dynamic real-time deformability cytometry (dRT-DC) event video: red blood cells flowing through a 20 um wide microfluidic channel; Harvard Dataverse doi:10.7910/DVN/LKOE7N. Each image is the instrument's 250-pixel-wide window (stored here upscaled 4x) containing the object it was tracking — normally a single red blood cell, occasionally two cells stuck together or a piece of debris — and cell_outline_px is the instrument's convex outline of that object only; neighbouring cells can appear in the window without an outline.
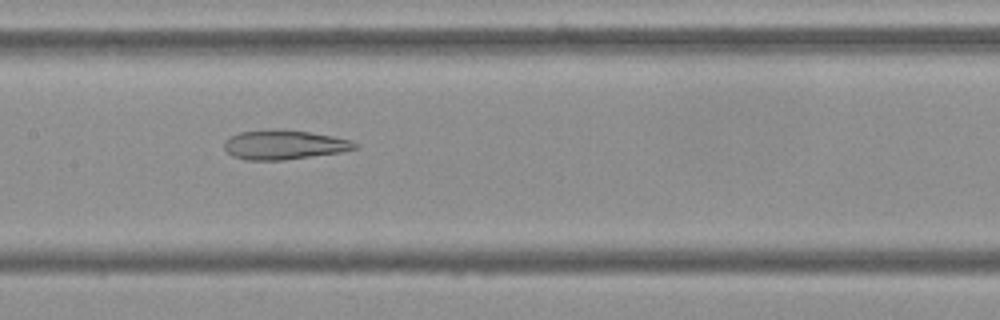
{"species": "Egyptian fruit bat (a non-hibernating species)", "species_latin": "Rousettus aegyptiacus", "temperature_condition": "cold", "stored_images_in_passage": 54, "camera_frame_rate_fps": 3000, "um_per_image_px": 0.085, "frame": {"image": 1, "passage_image": 26, "time_ms": 8.333, "image_size_px": [1000, 320], "cell_outline_px": [[360, 144], [356, 148], [340, 152], [284, 160], [244, 160], [232, 156], [224, 148], [224, 140], [228, 136], [240, 132], [308, 132], [332, 136], [352, 140]], "centroid_in_image_um": [24.15, 12.35], "position_along_channel_um": 183.3, "area_um2": 21.56}}
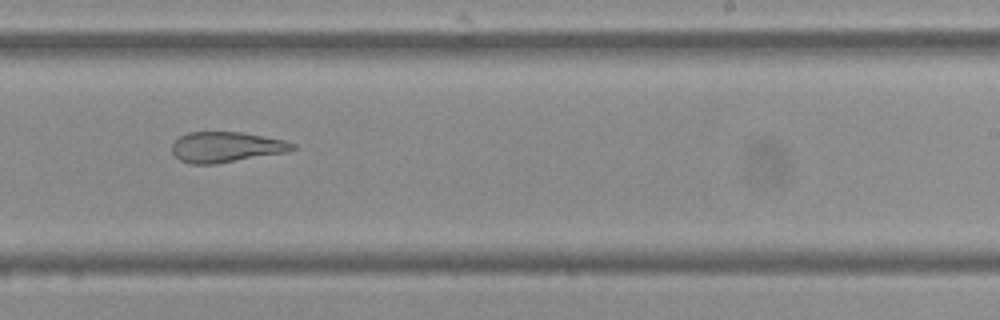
{"frame": {"image": 2, "passage_image": 33, "time_ms": 10.667, "image_size_px": [1000, 320], "cell_outline_px": [[296, 148], [288, 152], [216, 164], [192, 164], [180, 160], [172, 152], [172, 144], [180, 136], [188, 132], [240, 132], [284, 140], [296, 144]], "centroid_in_image_um": [19.23, 12.5], "position_along_channel_um": 269.8, "area_um2": 21.39}}
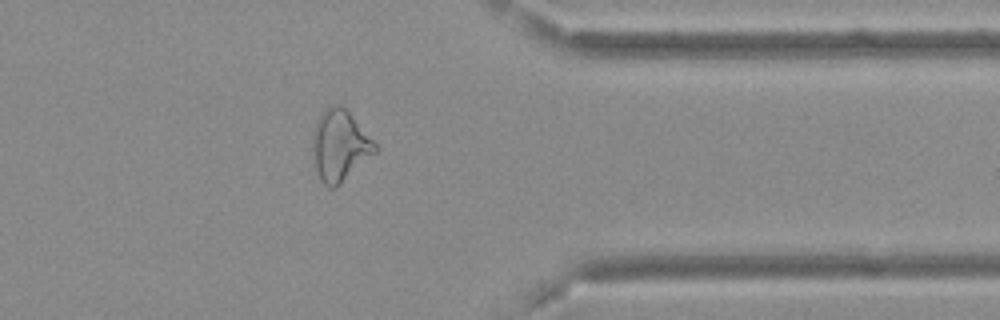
{"frame": {"image": 3, "passage_image": 43, "time_ms": 14.0, "image_size_px": [1000, 320], "cell_outline_px": [[376, 152], [336, 188], [328, 188], [320, 180], [316, 168], [312, 148], [312, 132], [316, 120], [320, 112], [328, 104], [340, 104], [348, 112], [376, 144]], "centroid_in_image_um": [28.83, 12.36], "position_along_channel_um": 382.6, "area_um2": 25.84}, "authors_computed_cell_mechanics": {"area_um2": 26.9348, "velocity_mm_per_s": 3.7237, "shape_relaxation_time_tau1_ms": null, "shape_relaxation_time_tau2_ms": 3.8461, "deformation_change_tau1": null, "deformation_change_tau2": 0.1341}}